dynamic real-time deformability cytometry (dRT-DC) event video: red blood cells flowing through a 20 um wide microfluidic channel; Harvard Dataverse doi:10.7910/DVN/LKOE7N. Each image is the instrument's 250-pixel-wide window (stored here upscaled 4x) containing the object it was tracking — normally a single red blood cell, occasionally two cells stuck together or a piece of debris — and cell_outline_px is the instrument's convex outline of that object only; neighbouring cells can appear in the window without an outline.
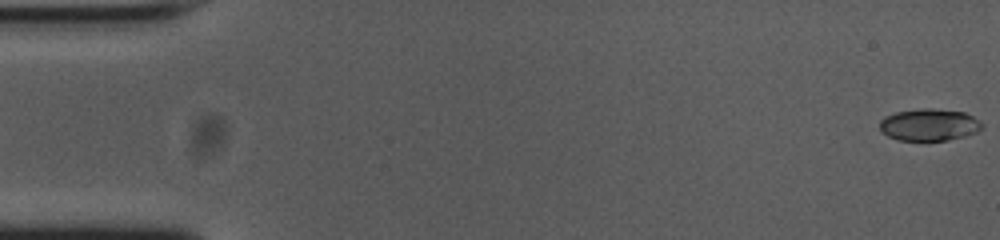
{"species": "common noctule bat (a hibernating species)", "species_latin": "Nyctalus noctula", "temperature_condition": "cold", "stored_images_in_passage": 55, "camera_frame_rate_fps": 3000, "um_per_image_px": 0.085, "animal": {"sex": "female", "body_mass_g": 23.0, "forearm_length_mm": 53.4}, "frame": {"image": 1, "passage_image": 1, "time_ms": 0.0, "image_size_px": [1000, 240], "cell_outline_px": [[984, 128], [976, 132], [964, 136], [948, 140], [900, 140], [888, 136], [880, 132], [880, 120], [884, 116], [896, 112], [924, 108], [932, 108], [964, 112], [980, 120], [984, 124]], "centroid_in_image_um": [78.99, 10.6], "position_along_channel_um": 6.0, "area_um2": 19.19}}
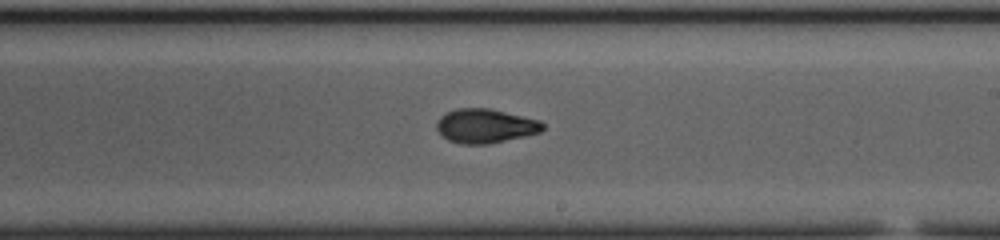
{"frame": {"image": 2, "passage_image": 32, "time_ms": 10.333, "image_size_px": [1000, 240], "cell_outline_px": [[544, 128], [540, 132], [524, 136], [488, 144], [460, 144], [448, 140], [436, 128], [436, 124], [440, 116], [456, 108], [488, 108], [540, 120], [544, 124]], "centroid_in_image_um": [41.25, 10.7], "position_along_channel_um": 247.8, "area_um2": 20.98}}
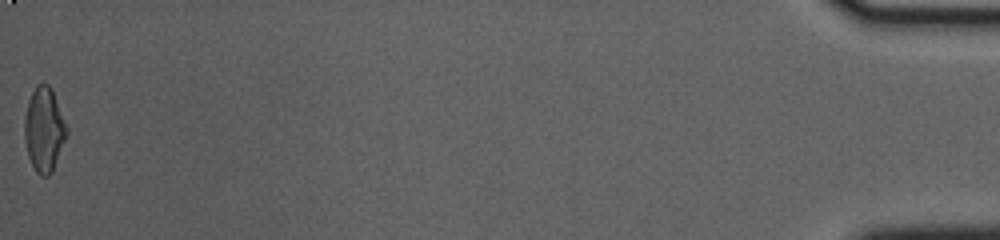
{"frame": {"image": 3, "passage_image": 55, "time_ms": 18.0, "image_size_px": [1000, 240], "cell_outline_px": [[68, 136], [52, 172], [48, 176], [40, 176], [36, 172], [28, 156], [24, 140], [24, 116], [28, 100], [36, 84], [48, 84], [52, 88], [68, 128]], "centroid_in_image_um": [3.76, 11.01], "position_along_channel_um": 431.4, "area_um2": 21.1}, "authors_computed_cell_mechanics": {"area_um2": 20.4612, "velocity_mm_per_s": 3.7497, "shape_relaxation_time_tau1_ms": 7.1564, "shape_relaxation_time_tau2_ms": 1.9987, "deformation_change_tau1": 0.2269, "deformation_change_tau2": 0.0698}}